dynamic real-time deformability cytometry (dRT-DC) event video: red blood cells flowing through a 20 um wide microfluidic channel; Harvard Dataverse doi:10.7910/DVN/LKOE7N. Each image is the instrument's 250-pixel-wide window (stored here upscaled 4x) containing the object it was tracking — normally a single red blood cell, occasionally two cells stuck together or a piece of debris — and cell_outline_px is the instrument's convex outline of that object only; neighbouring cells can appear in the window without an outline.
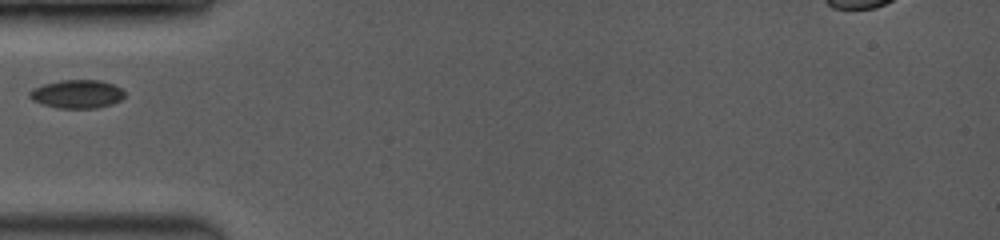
{"species": "common noctule bat (a hibernating species)", "species_latin": "Nyctalus noctula", "temperature_condition": "room temperature", "stored_images_in_passage": 32, "camera_frame_rate_fps": 3500, "um_per_image_px": 0.085, "animal": {"sex": "female", "body_mass_g": 19.0, "forearm_length_mm": 53.3}, "frame": {"image": 1, "passage_image": 1, "time_ms": 0.0, "image_size_px": [1000, 240], "cell_outline_px": [[124, 96], [120, 100], [112, 104], [96, 108], [60, 108], [44, 104], [32, 100], [28, 96], [28, 92], [44, 84], [60, 80], [100, 80], [112, 84], [120, 88], [124, 92]], "centroid_in_image_um": [6.55, 7.99], "position_along_channel_um": 78.4, "area_um2": 15.55}}